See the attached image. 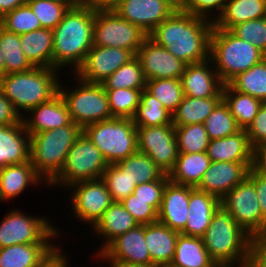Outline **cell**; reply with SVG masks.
I'll use <instances>...</instances> for the list:
<instances>
[{"mask_svg": "<svg viewBox=\"0 0 266 267\" xmlns=\"http://www.w3.org/2000/svg\"><path fill=\"white\" fill-rule=\"evenodd\" d=\"M213 22L177 9L148 36L186 65L207 61Z\"/></svg>", "mask_w": 266, "mask_h": 267, "instance_id": "obj_1", "label": "cell"}, {"mask_svg": "<svg viewBox=\"0 0 266 267\" xmlns=\"http://www.w3.org/2000/svg\"><path fill=\"white\" fill-rule=\"evenodd\" d=\"M94 19L95 8L88 5L66 11L62 21L53 29L54 69L60 71L71 65L73 74L83 64L93 46Z\"/></svg>", "mask_w": 266, "mask_h": 267, "instance_id": "obj_2", "label": "cell"}, {"mask_svg": "<svg viewBox=\"0 0 266 267\" xmlns=\"http://www.w3.org/2000/svg\"><path fill=\"white\" fill-rule=\"evenodd\" d=\"M202 238L208 254L216 264L229 266L249 262L254 238L237 224L224 206L220 205L216 209Z\"/></svg>", "mask_w": 266, "mask_h": 267, "instance_id": "obj_3", "label": "cell"}, {"mask_svg": "<svg viewBox=\"0 0 266 267\" xmlns=\"http://www.w3.org/2000/svg\"><path fill=\"white\" fill-rule=\"evenodd\" d=\"M58 72L54 68L32 67L24 72L5 74L0 78V88L15 111L23 117V111L29 113L58 94Z\"/></svg>", "mask_w": 266, "mask_h": 267, "instance_id": "obj_4", "label": "cell"}, {"mask_svg": "<svg viewBox=\"0 0 266 267\" xmlns=\"http://www.w3.org/2000/svg\"><path fill=\"white\" fill-rule=\"evenodd\" d=\"M83 129L68 125L30 135V163L37 175L49 184L60 172L69 150Z\"/></svg>", "mask_w": 266, "mask_h": 267, "instance_id": "obj_5", "label": "cell"}, {"mask_svg": "<svg viewBox=\"0 0 266 267\" xmlns=\"http://www.w3.org/2000/svg\"><path fill=\"white\" fill-rule=\"evenodd\" d=\"M264 58L266 55L250 42L239 39L230 30L213 26L209 59L224 84H228L239 73L247 71Z\"/></svg>", "mask_w": 266, "mask_h": 267, "instance_id": "obj_6", "label": "cell"}, {"mask_svg": "<svg viewBox=\"0 0 266 267\" xmlns=\"http://www.w3.org/2000/svg\"><path fill=\"white\" fill-rule=\"evenodd\" d=\"M83 133L99 149L108 164H115L138 151L133 119L110 118L86 125Z\"/></svg>", "mask_w": 266, "mask_h": 267, "instance_id": "obj_7", "label": "cell"}, {"mask_svg": "<svg viewBox=\"0 0 266 267\" xmlns=\"http://www.w3.org/2000/svg\"><path fill=\"white\" fill-rule=\"evenodd\" d=\"M74 78L79 83L72 90L63 88L61 83L58 88L71 120L83 129L86 125L113 118L103 85L82 81L76 75Z\"/></svg>", "mask_w": 266, "mask_h": 267, "instance_id": "obj_8", "label": "cell"}, {"mask_svg": "<svg viewBox=\"0 0 266 267\" xmlns=\"http://www.w3.org/2000/svg\"><path fill=\"white\" fill-rule=\"evenodd\" d=\"M108 163L99 149L82 132L69 150L61 172L47 185L70 187L102 177Z\"/></svg>", "mask_w": 266, "mask_h": 267, "instance_id": "obj_9", "label": "cell"}, {"mask_svg": "<svg viewBox=\"0 0 266 267\" xmlns=\"http://www.w3.org/2000/svg\"><path fill=\"white\" fill-rule=\"evenodd\" d=\"M147 36L111 8H95L93 45L127 49L136 55Z\"/></svg>", "mask_w": 266, "mask_h": 267, "instance_id": "obj_10", "label": "cell"}, {"mask_svg": "<svg viewBox=\"0 0 266 267\" xmlns=\"http://www.w3.org/2000/svg\"><path fill=\"white\" fill-rule=\"evenodd\" d=\"M58 228L45 217L10 210L0 222V248L16 244L48 243L58 236Z\"/></svg>", "mask_w": 266, "mask_h": 267, "instance_id": "obj_11", "label": "cell"}, {"mask_svg": "<svg viewBox=\"0 0 266 267\" xmlns=\"http://www.w3.org/2000/svg\"><path fill=\"white\" fill-rule=\"evenodd\" d=\"M237 224L254 239L262 232V211L254 184L246 177L222 199Z\"/></svg>", "mask_w": 266, "mask_h": 267, "instance_id": "obj_12", "label": "cell"}, {"mask_svg": "<svg viewBox=\"0 0 266 267\" xmlns=\"http://www.w3.org/2000/svg\"><path fill=\"white\" fill-rule=\"evenodd\" d=\"M137 142L138 151L149 156L168 175L179 153L174 125L137 127Z\"/></svg>", "mask_w": 266, "mask_h": 267, "instance_id": "obj_13", "label": "cell"}, {"mask_svg": "<svg viewBox=\"0 0 266 267\" xmlns=\"http://www.w3.org/2000/svg\"><path fill=\"white\" fill-rule=\"evenodd\" d=\"M69 188L71 190L74 188L69 198L74 217L91 224L92 227L113 203L110 192L101 178L77 182Z\"/></svg>", "mask_w": 266, "mask_h": 267, "instance_id": "obj_14", "label": "cell"}, {"mask_svg": "<svg viewBox=\"0 0 266 267\" xmlns=\"http://www.w3.org/2000/svg\"><path fill=\"white\" fill-rule=\"evenodd\" d=\"M111 9L149 35L178 8L169 0H117Z\"/></svg>", "mask_w": 266, "mask_h": 267, "instance_id": "obj_15", "label": "cell"}, {"mask_svg": "<svg viewBox=\"0 0 266 267\" xmlns=\"http://www.w3.org/2000/svg\"><path fill=\"white\" fill-rule=\"evenodd\" d=\"M135 55L127 49L102 47L93 45L87 53L83 64L76 70L82 81L102 84L119 67L131 60Z\"/></svg>", "mask_w": 266, "mask_h": 267, "instance_id": "obj_16", "label": "cell"}, {"mask_svg": "<svg viewBox=\"0 0 266 267\" xmlns=\"http://www.w3.org/2000/svg\"><path fill=\"white\" fill-rule=\"evenodd\" d=\"M143 69L146 81L160 78L181 79L186 64L158 45L149 36L135 55Z\"/></svg>", "mask_w": 266, "mask_h": 267, "instance_id": "obj_17", "label": "cell"}, {"mask_svg": "<svg viewBox=\"0 0 266 267\" xmlns=\"http://www.w3.org/2000/svg\"><path fill=\"white\" fill-rule=\"evenodd\" d=\"M107 262L151 265V256L145 242V225L118 236L100 254Z\"/></svg>", "mask_w": 266, "mask_h": 267, "instance_id": "obj_18", "label": "cell"}, {"mask_svg": "<svg viewBox=\"0 0 266 267\" xmlns=\"http://www.w3.org/2000/svg\"><path fill=\"white\" fill-rule=\"evenodd\" d=\"M255 162H211L199 185V190L218 197L220 200L241 183Z\"/></svg>", "mask_w": 266, "mask_h": 267, "instance_id": "obj_19", "label": "cell"}, {"mask_svg": "<svg viewBox=\"0 0 266 267\" xmlns=\"http://www.w3.org/2000/svg\"><path fill=\"white\" fill-rule=\"evenodd\" d=\"M184 96L196 98L223 97L224 83L210 59L186 65L181 76Z\"/></svg>", "mask_w": 266, "mask_h": 267, "instance_id": "obj_20", "label": "cell"}, {"mask_svg": "<svg viewBox=\"0 0 266 267\" xmlns=\"http://www.w3.org/2000/svg\"><path fill=\"white\" fill-rule=\"evenodd\" d=\"M190 186L169 181L164 189L158 222L181 232L188 221Z\"/></svg>", "mask_w": 266, "mask_h": 267, "instance_id": "obj_21", "label": "cell"}, {"mask_svg": "<svg viewBox=\"0 0 266 267\" xmlns=\"http://www.w3.org/2000/svg\"><path fill=\"white\" fill-rule=\"evenodd\" d=\"M220 205L221 200L218 197L196 187H190L188 221L180 234L203 237L209 228L213 214Z\"/></svg>", "mask_w": 266, "mask_h": 267, "instance_id": "obj_22", "label": "cell"}, {"mask_svg": "<svg viewBox=\"0 0 266 267\" xmlns=\"http://www.w3.org/2000/svg\"><path fill=\"white\" fill-rule=\"evenodd\" d=\"M29 112L32 114L30 118L25 117V115L22 117L29 135L54 130L68 125L72 121L67 106L59 93L51 100L34 107Z\"/></svg>", "mask_w": 266, "mask_h": 267, "instance_id": "obj_23", "label": "cell"}, {"mask_svg": "<svg viewBox=\"0 0 266 267\" xmlns=\"http://www.w3.org/2000/svg\"><path fill=\"white\" fill-rule=\"evenodd\" d=\"M206 153L212 162H255L256 151L245 129L234 135L210 140Z\"/></svg>", "mask_w": 266, "mask_h": 267, "instance_id": "obj_24", "label": "cell"}, {"mask_svg": "<svg viewBox=\"0 0 266 267\" xmlns=\"http://www.w3.org/2000/svg\"><path fill=\"white\" fill-rule=\"evenodd\" d=\"M30 161V135L24 122L0 126V169Z\"/></svg>", "mask_w": 266, "mask_h": 267, "instance_id": "obj_25", "label": "cell"}, {"mask_svg": "<svg viewBox=\"0 0 266 267\" xmlns=\"http://www.w3.org/2000/svg\"><path fill=\"white\" fill-rule=\"evenodd\" d=\"M179 234L180 232L172 230L158 221L145 225V242L152 265L169 267L174 258Z\"/></svg>", "mask_w": 266, "mask_h": 267, "instance_id": "obj_26", "label": "cell"}, {"mask_svg": "<svg viewBox=\"0 0 266 267\" xmlns=\"http://www.w3.org/2000/svg\"><path fill=\"white\" fill-rule=\"evenodd\" d=\"M139 224L121 202H113L103 216L91 227L94 233L105 238L98 255L118 236L134 229Z\"/></svg>", "mask_w": 266, "mask_h": 267, "instance_id": "obj_27", "label": "cell"}, {"mask_svg": "<svg viewBox=\"0 0 266 267\" xmlns=\"http://www.w3.org/2000/svg\"><path fill=\"white\" fill-rule=\"evenodd\" d=\"M42 179L30 161L8 165L0 169V203L19 196L28 185H38Z\"/></svg>", "mask_w": 266, "mask_h": 267, "instance_id": "obj_28", "label": "cell"}, {"mask_svg": "<svg viewBox=\"0 0 266 267\" xmlns=\"http://www.w3.org/2000/svg\"><path fill=\"white\" fill-rule=\"evenodd\" d=\"M56 248L53 242L16 244L0 248V267H37Z\"/></svg>", "mask_w": 266, "mask_h": 267, "instance_id": "obj_29", "label": "cell"}, {"mask_svg": "<svg viewBox=\"0 0 266 267\" xmlns=\"http://www.w3.org/2000/svg\"><path fill=\"white\" fill-rule=\"evenodd\" d=\"M26 59L33 67L53 68V30L40 28L20 35Z\"/></svg>", "mask_w": 266, "mask_h": 267, "instance_id": "obj_30", "label": "cell"}, {"mask_svg": "<svg viewBox=\"0 0 266 267\" xmlns=\"http://www.w3.org/2000/svg\"><path fill=\"white\" fill-rule=\"evenodd\" d=\"M263 17H266V0H227L213 26L231 30L239 23Z\"/></svg>", "mask_w": 266, "mask_h": 267, "instance_id": "obj_31", "label": "cell"}, {"mask_svg": "<svg viewBox=\"0 0 266 267\" xmlns=\"http://www.w3.org/2000/svg\"><path fill=\"white\" fill-rule=\"evenodd\" d=\"M211 162L206 151L178 153L174 167L168 174L169 181L195 188L199 185Z\"/></svg>", "mask_w": 266, "mask_h": 267, "instance_id": "obj_32", "label": "cell"}, {"mask_svg": "<svg viewBox=\"0 0 266 267\" xmlns=\"http://www.w3.org/2000/svg\"><path fill=\"white\" fill-rule=\"evenodd\" d=\"M208 254L202 237L179 234L174 258L169 267H216Z\"/></svg>", "mask_w": 266, "mask_h": 267, "instance_id": "obj_33", "label": "cell"}, {"mask_svg": "<svg viewBox=\"0 0 266 267\" xmlns=\"http://www.w3.org/2000/svg\"><path fill=\"white\" fill-rule=\"evenodd\" d=\"M222 100L223 97L196 98L183 96L181 103L172 113V123L174 126L203 124Z\"/></svg>", "mask_w": 266, "mask_h": 267, "instance_id": "obj_34", "label": "cell"}, {"mask_svg": "<svg viewBox=\"0 0 266 267\" xmlns=\"http://www.w3.org/2000/svg\"><path fill=\"white\" fill-rule=\"evenodd\" d=\"M223 101L241 129H246L257 115L262 101L234 90L229 84L223 86Z\"/></svg>", "mask_w": 266, "mask_h": 267, "instance_id": "obj_35", "label": "cell"}, {"mask_svg": "<svg viewBox=\"0 0 266 267\" xmlns=\"http://www.w3.org/2000/svg\"><path fill=\"white\" fill-rule=\"evenodd\" d=\"M132 119L136 127L173 124L172 113L146 89L141 92L140 103Z\"/></svg>", "mask_w": 266, "mask_h": 267, "instance_id": "obj_36", "label": "cell"}, {"mask_svg": "<svg viewBox=\"0 0 266 267\" xmlns=\"http://www.w3.org/2000/svg\"><path fill=\"white\" fill-rule=\"evenodd\" d=\"M115 165L121 171H126V174L136 185L158 180L164 175L163 171L149 156L139 151L115 163Z\"/></svg>", "mask_w": 266, "mask_h": 267, "instance_id": "obj_37", "label": "cell"}, {"mask_svg": "<svg viewBox=\"0 0 266 267\" xmlns=\"http://www.w3.org/2000/svg\"><path fill=\"white\" fill-rule=\"evenodd\" d=\"M234 90L266 102V58L228 83Z\"/></svg>", "mask_w": 266, "mask_h": 267, "instance_id": "obj_38", "label": "cell"}, {"mask_svg": "<svg viewBox=\"0 0 266 267\" xmlns=\"http://www.w3.org/2000/svg\"><path fill=\"white\" fill-rule=\"evenodd\" d=\"M102 85L104 89H145L146 79L138 58L134 56L119 67Z\"/></svg>", "mask_w": 266, "mask_h": 267, "instance_id": "obj_39", "label": "cell"}, {"mask_svg": "<svg viewBox=\"0 0 266 267\" xmlns=\"http://www.w3.org/2000/svg\"><path fill=\"white\" fill-rule=\"evenodd\" d=\"M0 45L6 74L24 72L33 67L22 51L20 35L10 33L0 26Z\"/></svg>", "mask_w": 266, "mask_h": 267, "instance_id": "obj_40", "label": "cell"}, {"mask_svg": "<svg viewBox=\"0 0 266 267\" xmlns=\"http://www.w3.org/2000/svg\"><path fill=\"white\" fill-rule=\"evenodd\" d=\"M145 89L173 113L184 96L180 79L160 78L146 81Z\"/></svg>", "mask_w": 266, "mask_h": 267, "instance_id": "obj_41", "label": "cell"}, {"mask_svg": "<svg viewBox=\"0 0 266 267\" xmlns=\"http://www.w3.org/2000/svg\"><path fill=\"white\" fill-rule=\"evenodd\" d=\"M203 124L210 140L231 136L241 130L223 100L214 108Z\"/></svg>", "mask_w": 266, "mask_h": 267, "instance_id": "obj_42", "label": "cell"}, {"mask_svg": "<svg viewBox=\"0 0 266 267\" xmlns=\"http://www.w3.org/2000/svg\"><path fill=\"white\" fill-rule=\"evenodd\" d=\"M143 89H105L112 117L132 119L140 103Z\"/></svg>", "mask_w": 266, "mask_h": 267, "instance_id": "obj_43", "label": "cell"}, {"mask_svg": "<svg viewBox=\"0 0 266 267\" xmlns=\"http://www.w3.org/2000/svg\"><path fill=\"white\" fill-rule=\"evenodd\" d=\"M179 153L205 152L210 142L204 124L174 126Z\"/></svg>", "mask_w": 266, "mask_h": 267, "instance_id": "obj_44", "label": "cell"}, {"mask_svg": "<svg viewBox=\"0 0 266 267\" xmlns=\"http://www.w3.org/2000/svg\"><path fill=\"white\" fill-rule=\"evenodd\" d=\"M0 26L6 31L18 35L42 28L39 19L28 4L6 13L0 19Z\"/></svg>", "mask_w": 266, "mask_h": 267, "instance_id": "obj_45", "label": "cell"}, {"mask_svg": "<svg viewBox=\"0 0 266 267\" xmlns=\"http://www.w3.org/2000/svg\"><path fill=\"white\" fill-rule=\"evenodd\" d=\"M101 179L106 184L113 202H121L131 195L136 187L134 181L115 164H108Z\"/></svg>", "mask_w": 266, "mask_h": 267, "instance_id": "obj_46", "label": "cell"}, {"mask_svg": "<svg viewBox=\"0 0 266 267\" xmlns=\"http://www.w3.org/2000/svg\"><path fill=\"white\" fill-rule=\"evenodd\" d=\"M27 4L39 19L42 28L54 29L69 9L66 5L52 0H28Z\"/></svg>", "mask_w": 266, "mask_h": 267, "instance_id": "obj_47", "label": "cell"}, {"mask_svg": "<svg viewBox=\"0 0 266 267\" xmlns=\"http://www.w3.org/2000/svg\"><path fill=\"white\" fill-rule=\"evenodd\" d=\"M230 31L239 39L250 42L266 55V17L239 23Z\"/></svg>", "mask_w": 266, "mask_h": 267, "instance_id": "obj_48", "label": "cell"}, {"mask_svg": "<svg viewBox=\"0 0 266 267\" xmlns=\"http://www.w3.org/2000/svg\"><path fill=\"white\" fill-rule=\"evenodd\" d=\"M121 203L139 225H147L158 221V212L151 206V201L136 198V195L131 194Z\"/></svg>", "mask_w": 266, "mask_h": 267, "instance_id": "obj_49", "label": "cell"}, {"mask_svg": "<svg viewBox=\"0 0 266 267\" xmlns=\"http://www.w3.org/2000/svg\"><path fill=\"white\" fill-rule=\"evenodd\" d=\"M169 182L167 174H164L160 179L154 180L148 183H139L136 185L132 194L136 195V198L142 200L151 201V206L159 212L164 189Z\"/></svg>", "mask_w": 266, "mask_h": 267, "instance_id": "obj_50", "label": "cell"}, {"mask_svg": "<svg viewBox=\"0 0 266 267\" xmlns=\"http://www.w3.org/2000/svg\"><path fill=\"white\" fill-rule=\"evenodd\" d=\"M226 2L227 0H184L179 10L206 18L213 22L215 17H218L222 13ZM216 12H218L217 16Z\"/></svg>", "mask_w": 266, "mask_h": 267, "instance_id": "obj_51", "label": "cell"}, {"mask_svg": "<svg viewBox=\"0 0 266 267\" xmlns=\"http://www.w3.org/2000/svg\"><path fill=\"white\" fill-rule=\"evenodd\" d=\"M245 131L255 151L266 146V102L262 103L254 120Z\"/></svg>", "mask_w": 266, "mask_h": 267, "instance_id": "obj_52", "label": "cell"}, {"mask_svg": "<svg viewBox=\"0 0 266 267\" xmlns=\"http://www.w3.org/2000/svg\"><path fill=\"white\" fill-rule=\"evenodd\" d=\"M247 178L254 184L262 211V231L266 224V175L255 167L250 168Z\"/></svg>", "mask_w": 266, "mask_h": 267, "instance_id": "obj_53", "label": "cell"}, {"mask_svg": "<svg viewBox=\"0 0 266 267\" xmlns=\"http://www.w3.org/2000/svg\"><path fill=\"white\" fill-rule=\"evenodd\" d=\"M21 120L22 117L15 111L13 105L0 88V126L17 124Z\"/></svg>", "mask_w": 266, "mask_h": 267, "instance_id": "obj_54", "label": "cell"}, {"mask_svg": "<svg viewBox=\"0 0 266 267\" xmlns=\"http://www.w3.org/2000/svg\"><path fill=\"white\" fill-rule=\"evenodd\" d=\"M249 263L253 267H266V248L255 239L251 246Z\"/></svg>", "mask_w": 266, "mask_h": 267, "instance_id": "obj_55", "label": "cell"}, {"mask_svg": "<svg viewBox=\"0 0 266 267\" xmlns=\"http://www.w3.org/2000/svg\"><path fill=\"white\" fill-rule=\"evenodd\" d=\"M57 248L45 258L37 267H68V258L62 253V250Z\"/></svg>", "mask_w": 266, "mask_h": 267, "instance_id": "obj_56", "label": "cell"}, {"mask_svg": "<svg viewBox=\"0 0 266 267\" xmlns=\"http://www.w3.org/2000/svg\"><path fill=\"white\" fill-rule=\"evenodd\" d=\"M28 0H0V19L8 12L27 4Z\"/></svg>", "mask_w": 266, "mask_h": 267, "instance_id": "obj_57", "label": "cell"}, {"mask_svg": "<svg viewBox=\"0 0 266 267\" xmlns=\"http://www.w3.org/2000/svg\"><path fill=\"white\" fill-rule=\"evenodd\" d=\"M254 167L266 175V146L261 147L256 151Z\"/></svg>", "mask_w": 266, "mask_h": 267, "instance_id": "obj_58", "label": "cell"}, {"mask_svg": "<svg viewBox=\"0 0 266 267\" xmlns=\"http://www.w3.org/2000/svg\"><path fill=\"white\" fill-rule=\"evenodd\" d=\"M117 0H84V5L94 8H111Z\"/></svg>", "mask_w": 266, "mask_h": 267, "instance_id": "obj_59", "label": "cell"}, {"mask_svg": "<svg viewBox=\"0 0 266 267\" xmlns=\"http://www.w3.org/2000/svg\"><path fill=\"white\" fill-rule=\"evenodd\" d=\"M66 5L68 8L84 5V0H52Z\"/></svg>", "mask_w": 266, "mask_h": 267, "instance_id": "obj_60", "label": "cell"}, {"mask_svg": "<svg viewBox=\"0 0 266 267\" xmlns=\"http://www.w3.org/2000/svg\"><path fill=\"white\" fill-rule=\"evenodd\" d=\"M110 267H158L156 265H141V264H127V263H117V262H108Z\"/></svg>", "mask_w": 266, "mask_h": 267, "instance_id": "obj_61", "label": "cell"}, {"mask_svg": "<svg viewBox=\"0 0 266 267\" xmlns=\"http://www.w3.org/2000/svg\"><path fill=\"white\" fill-rule=\"evenodd\" d=\"M5 74L6 71H5L4 57L0 45V78H2Z\"/></svg>", "mask_w": 266, "mask_h": 267, "instance_id": "obj_62", "label": "cell"}, {"mask_svg": "<svg viewBox=\"0 0 266 267\" xmlns=\"http://www.w3.org/2000/svg\"><path fill=\"white\" fill-rule=\"evenodd\" d=\"M255 240H266V224L263 231L258 235Z\"/></svg>", "mask_w": 266, "mask_h": 267, "instance_id": "obj_63", "label": "cell"}, {"mask_svg": "<svg viewBox=\"0 0 266 267\" xmlns=\"http://www.w3.org/2000/svg\"><path fill=\"white\" fill-rule=\"evenodd\" d=\"M172 4H174L178 9L183 5L184 0H169Z\"/></svg>", "mask_w": 266, "mask_h": 267, "instance_id": "obj_64", "label": "cell"}, {"mask_svg": "<svg viewBox=\"0 0 266 267\" xmlns=\"http://www.w3.org/2000/svg\"><path fill=\"white\" fill-rule=\"evenodd\" d=\"M221 267H253L249 262L242 264V265H229V266H222Z\"/></svg>", "mask_w": 266, "mask_h": 267, "instance_id": "obj_65", "label": "cell"}, {"mask_svg": "<svg viewBox=\"0 0 266 267\" xmlns=\"http://www.w3.org/2000/svg\"><path fill=\"white\" fill-rule=\"evenodd\" d=\"M259 244H262L266 248V240H256Z\"/></svg>", "mask_w": 266, "mask_h": 267, "instance_id": "obj_66", "label": "cell"}]
</instances>
